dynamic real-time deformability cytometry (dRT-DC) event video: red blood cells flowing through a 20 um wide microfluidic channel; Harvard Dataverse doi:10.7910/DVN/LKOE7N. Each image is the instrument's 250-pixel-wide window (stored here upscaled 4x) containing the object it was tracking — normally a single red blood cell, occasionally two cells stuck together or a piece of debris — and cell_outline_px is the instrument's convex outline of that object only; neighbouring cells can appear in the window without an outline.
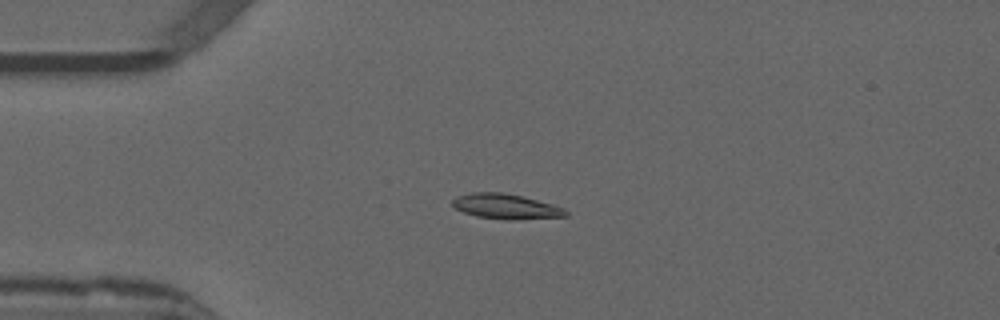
{"species": "common noctule bat (a hibernating species)", "species_latin": "Nyctalus noctula", "temperature_condition": "warm", "stored_images_in_passage": 53, "camera_frame_rate_fps": 3000, "um_per_image_px": 0.085, "animal": {"sex": "male", "forearm_length_mm": 52.5}, "frame": {"image": 1, "passage_image": 13, "time_ms": 4.0, "image_size_px": [1000, 320], "cell_outline_px": [[568, 216], [516, 220], [508, 220], [476, 216], [464, 212], [456, 208], [452, 204], [452, 200], [456, 196], [472, 192], [504, 192], [524, 196], [552, 204], [564, 208], [568, 212]], "centroid_in_image_um": [43.02, 17.54], "position_along_channel_um": 42.0, "area_um2": 16.7}}
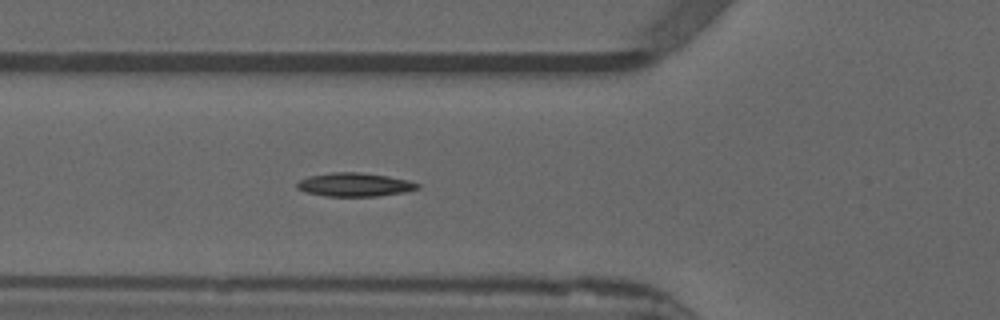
{"frame": {"image": 2, "passage_image": 19, "time_ms": 6.0, "image_size_px": [1000, 320], "cell_outline_px": [[420, 188], [404, 192], [376, 196], [324, 196], [304, 192], [296, 188], [296, 184], [300, 180], [308, 176], [332, 172], [360, 172], [388, 176], [408, 180], [420, 184]], "centroid_in_image_um": [30.12, 15.69], "position_along_channel_um": 95.7, "area_um2": 16.65}}
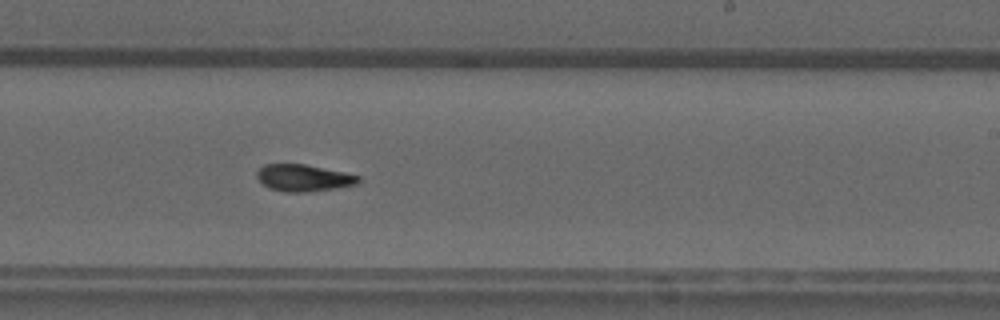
{"frame": {"image": 3, "passage_image": 32, "time_ms": 10.333, "image_size_px": [1000, 320], "cell_outline_px": [[360, 180], [356, 184], [336, 188], [304, 192], [284, 192], [268, 188], [256, 176], [256, 172], [264, 164], [304, 164], [344, 172], [360, 176]], "centroid_in_image_um": [25.78, 15.12], "position_along_channel_um": 263.2, "area_um2": 15.78}, "authors_computed_cell_mechanics": {"area_um2": 15.9528, "velocity_mm_per_s": 3.869, "shape_relaxation_time_tau1_ms": null, "shape_relaxation_time_tau2_ms": 5.5413, "deformation_change_tau1": null, "deformation_change_tau2": 0.1082}}